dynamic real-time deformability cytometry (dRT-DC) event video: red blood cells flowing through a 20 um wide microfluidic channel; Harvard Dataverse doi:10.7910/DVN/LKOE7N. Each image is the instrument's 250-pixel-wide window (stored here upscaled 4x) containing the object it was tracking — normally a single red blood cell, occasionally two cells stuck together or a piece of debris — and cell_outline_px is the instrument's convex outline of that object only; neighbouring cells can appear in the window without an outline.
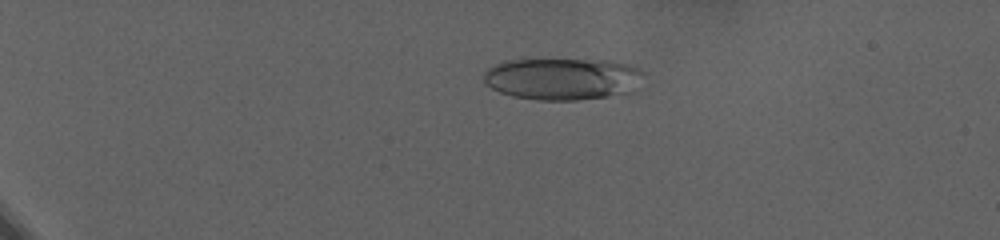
{"species": "human", "species_latin": "Homo sapiens", "temperature_condition": "warm", "stored_images_in_passage": 71, "camera_frame_rate_fps": 3000, "um_per_image_px": 0.085, "donor": {"sex": "female"}, "frame": {"image": 1, "passage_image": 22, "time_ms": 7.0, "image_size_px": [1000, 240], "cell_outline_px": [[644, 72], [632, 92], [608, 96], [576, 100], [540, 100], [512, 96], [500, 92], [492, 88], [484, 80], [484, 72], [488, 68], [504, 60], [608, 60], [636, 64]], "centroid_in_image_um": [47.85, 6.69], "position_along_channel_um": 37.1, "area_um2": 39.13}}
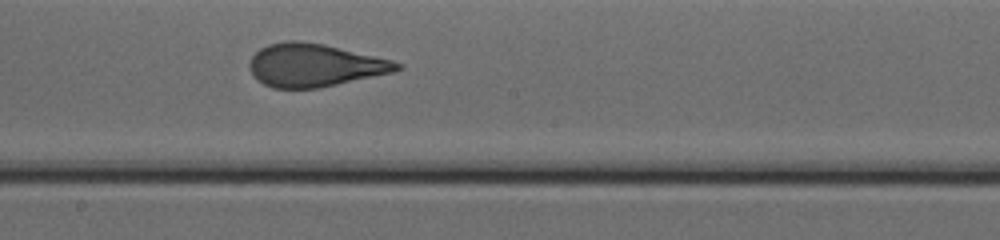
{"frame": {"image": 2, "passage_image": 52, "time_ms": 17.0, "image_size_px": [1000, 240], "cell_outline_px": [[404, 68], [392, 72], [320, 88], [272, 88], [264, 84], [252, 72], [248, 64], [252, 56], [260, 48], [268, 44], [292, 40], [296, 40], [324, 44], [392, 60], [404, 64]], "centroid_in_image_um": [26.76, 5.54], "position_along_channel_um": 221.4, "area_um2": 36.65}}
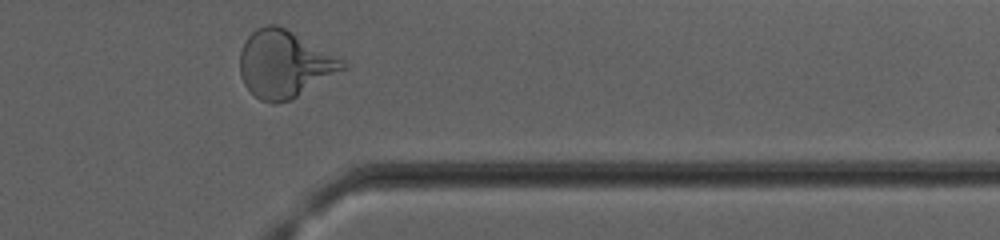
{"frame": {"image": 3, "passage_image": 70, "time_ms": 23.0, "image_size_px": [1000, 240], "cell_outline_px": [[348, 68], [296, 96], [288, 100], [276, 104], [272, 104], [260, 100], [244, 84], [240, 76], [240, 52], [244, 40], [256, 28], [268, 24], [276, 24], [292, 32], [348, 64]], "centroid_in_image_um": [24.12, 5.46], "position_along_channel_um": 387.3, "area_um2": 39.54}, "authors_computed_cell_mechanics": {"area_um2": 38.6682, "velocity_mm_per_s": 2.7929, "shape_relaxation_time_tau1_ms": 11.291, "shape_relaxation_time_tau2_ms": 1.1628, "deformation_change_tau1": 0.288, "deformation_change_tau2": 0.0895}}